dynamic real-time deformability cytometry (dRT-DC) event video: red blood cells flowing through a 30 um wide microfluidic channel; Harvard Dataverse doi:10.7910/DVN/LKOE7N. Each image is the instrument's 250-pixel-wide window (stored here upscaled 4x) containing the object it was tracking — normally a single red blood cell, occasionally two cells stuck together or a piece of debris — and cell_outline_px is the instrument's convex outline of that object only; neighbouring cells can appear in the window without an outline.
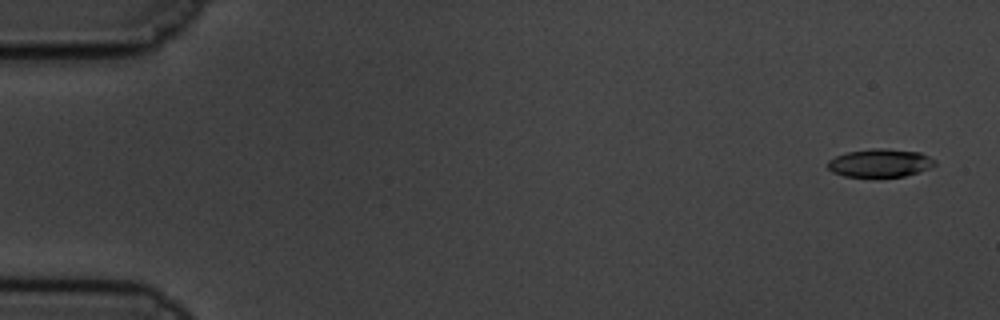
{"species": "common noctule bat (a hibernating species)", "species_latin": "Nyctalus noctula", "temperature_condition": "cold", "stored_images_in_passage": 6, "camera_frame_rate_fps": 3000, "um_per_image_px": 0.085, "animal": {"sex": "male", "body_mass_g": 19.5, "forearm_length_mm": 54.6}, "frame": {"image": 1, "passage_image": 1, "time_ms": 0.0, "image_size_px": [1000, 320], "cell_outline_px": [[936, 164], [928, 168], [904, 176], [844, 176], [832, 172], [828, 168], [828, 160], [844, 152], [872, 148], [884, 148], [920, 152], [936, 160]], "centroid_in_image_um": [74.77, 13.83], "position_along_channel_um": 10.2, "area_um2": 17.46}}